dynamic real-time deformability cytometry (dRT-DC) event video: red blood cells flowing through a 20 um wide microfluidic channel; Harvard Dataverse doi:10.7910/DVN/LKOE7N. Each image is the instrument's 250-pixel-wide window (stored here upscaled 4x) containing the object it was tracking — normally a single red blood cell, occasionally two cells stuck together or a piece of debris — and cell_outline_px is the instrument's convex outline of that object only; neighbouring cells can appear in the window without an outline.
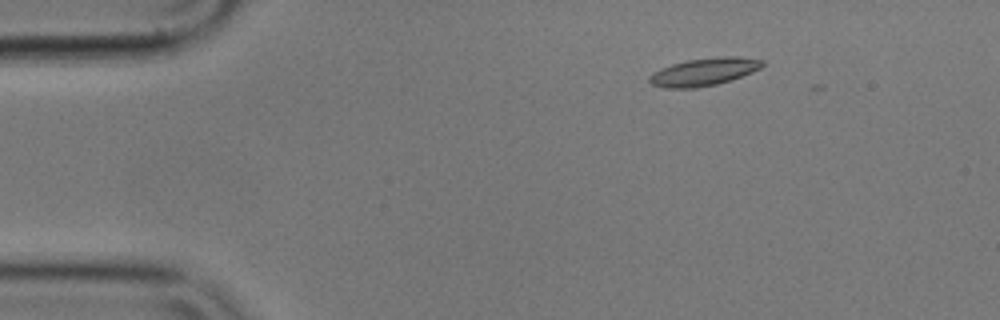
{"species": "common noctule bat (a hibernating species)", "species_latin": "Nyctalus noctula", "temperature_condition": "cold", "stored_images_in_passage": 13, "camera_frame_rate_fps": 3000, "um_per_image_px": 0.085, "animal": {"sex": "male", "body_mass_g": 17.9}, "frame": {"image": 1, "passage_image": 9, "time_ms": 2.667, "image_size_px": [1000, 320], "cell_outline_px": [[764, 64], [760, 68], [752, 72], [716, 84], [696, 88], [664, 88], [652, 84], [648, 80], [648, 76], [652, 72], [660, 68], [672, 64], [688, 60], [720, 56], [736, 56], [764, 60]], "centroid_in_image_um": [59.8, 6.1], "position_along_channel_um": 25.2, "area_um2": 18.15}}